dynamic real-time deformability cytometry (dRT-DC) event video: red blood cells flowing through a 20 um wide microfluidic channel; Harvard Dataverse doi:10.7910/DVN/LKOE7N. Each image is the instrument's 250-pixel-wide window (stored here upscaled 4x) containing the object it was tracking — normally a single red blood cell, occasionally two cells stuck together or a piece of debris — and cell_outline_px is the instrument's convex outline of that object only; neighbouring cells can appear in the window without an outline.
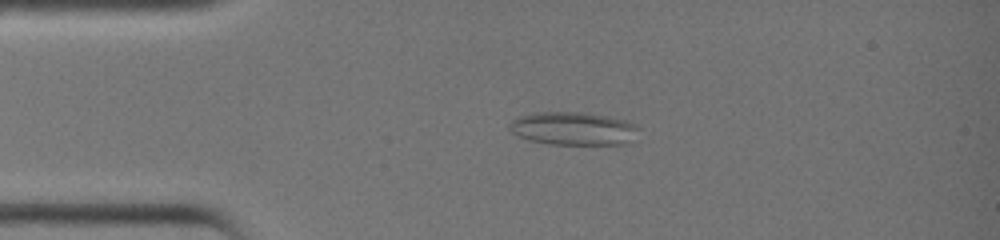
{"species": "common noctule bat (a hibernating species)", "species_latin": "Nyctalus noctula", "temperature_condition": "warm", "stored_images_in_passage": 36, "segment_of_instrument_passage": [1, 2], "camera_frame_rate_fps": 3000, "um_per_image_px": 0.085, "animal": {"sex": "female", "body_mass_g": 19.0, "forearm_length_mm": 51.5}, "frame": {"image": 1, "passage_image": 6, "time_ms": 1.667, "image_size_px": [1000, 240], "cell_outline_px": [[640, 128], [628, 144], [548, 144], [528, 140], [512, 132], [508, 128], [508, 124], [512, 120], [520, 116], [536, 112], [588, 112], [628, 120], [636, 124]], "centroid_in_image_um": [48.75, 10.91], "position_along_channel_um": 36.2, "area_um2": 25.2}}
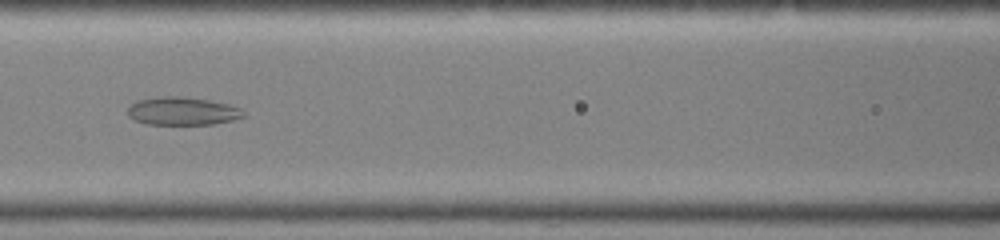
{"frame": {"image": 2, "passage_image": 15, "time_ms": 4.667, "image_size_px": [1000, 240], "cell_outline_px": [[244, 116], [232, 120], [212, 124], [144, 124], [128, 116], [128, 108], [132, 104], [140, 100], [160, 96], [180, 96], [208, 100], [228, 104], [240, 108], [244, 112]], "centroid_in_image_um": [15.5, 9.44], "position_along_channel_um": 151.1, "area_um2": 18.73}}
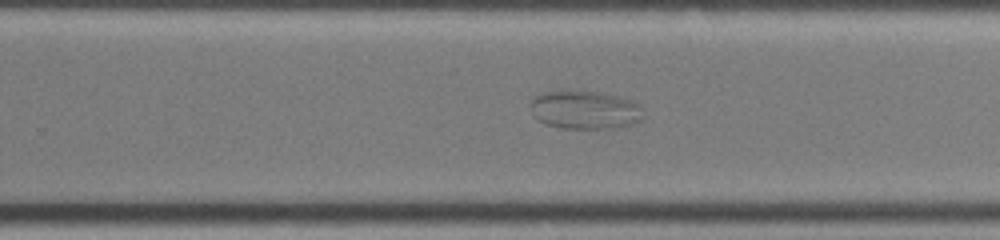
{"frame": {"image": 3, "passage_image": 23, "time_ms": 7.333, "image_size_px": [1000, 240], "cell_outline_px": [[640, 120], [632, 124], [616, 128], [560, 128], [544, 124], [536, 116], [528, 104], [532, 96], [540, 92], [596, 92], [616, 96], [632, 100], [640, 104]], "centroid_in_image_um": [49.67, 9.35], "position_along_channel_um": 280.1, "area_um2": 24.91}}